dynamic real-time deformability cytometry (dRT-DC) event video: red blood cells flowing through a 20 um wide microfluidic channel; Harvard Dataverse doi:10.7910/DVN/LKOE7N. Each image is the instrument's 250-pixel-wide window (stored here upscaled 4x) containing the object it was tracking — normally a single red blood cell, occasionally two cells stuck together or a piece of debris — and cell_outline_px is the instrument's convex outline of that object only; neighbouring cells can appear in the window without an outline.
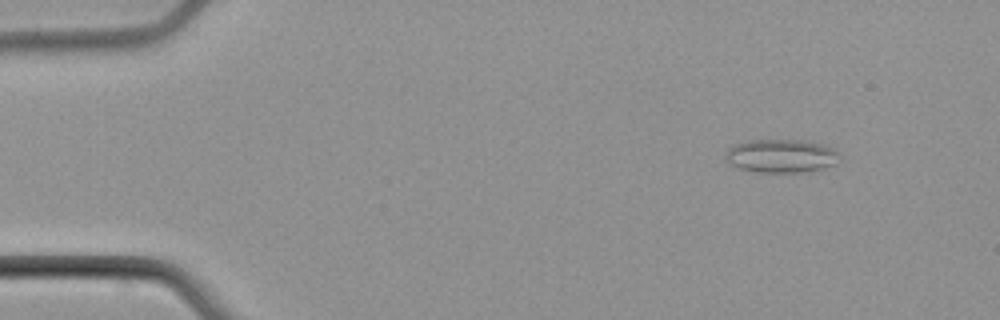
{"species": "common noctule bat (a hibernating species)", "species_latin": "Nyctalus noctula", "temperature_condition": "cold", "stored_images_in_passage": 6, "camera_frame_rate_fps": 3000, "um_per_image_px": 0.085, "animal": {"sex": "male", "body_mass_g": 21.5, "forearm_length_mm": 52.0}, "frame": {"image": 1, "passage_image": 2, "time_ms": 1.0, "image_size_px": [1000, 320], "cell_outline_px": [[836, 164], [824, 168], [804, 172], [756, 172], [740, 168], [728, 164], [724, 160], [724, 152], [732, 144], [748, 140], [800, 140], [824, 144], [832, 148], [836, 152]], "centroid_in_image_um": [66.3, 13.25], "position_along_channel_um": 18.7, "area_um2": 22.37}}
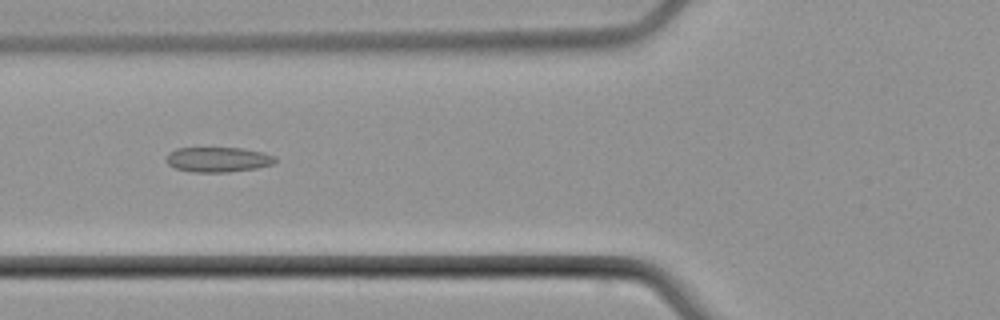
{"frame": {"image": 2, "passage_image": 6, "time_ms": 6.0, "image_size_px": [1000, 320], "cell_outline_px": [[276, 160], [272, 164], [256, 168], [228, 172], [192, 172], [176, 168], [168, 164], [168, 152], [176, 148], [240, 148], [264, 152], [276, 156]], "centroid_in_image_um": [18.55, 13.55], "position_along_channel_um": 107.2, "area_um2": 15.78}}